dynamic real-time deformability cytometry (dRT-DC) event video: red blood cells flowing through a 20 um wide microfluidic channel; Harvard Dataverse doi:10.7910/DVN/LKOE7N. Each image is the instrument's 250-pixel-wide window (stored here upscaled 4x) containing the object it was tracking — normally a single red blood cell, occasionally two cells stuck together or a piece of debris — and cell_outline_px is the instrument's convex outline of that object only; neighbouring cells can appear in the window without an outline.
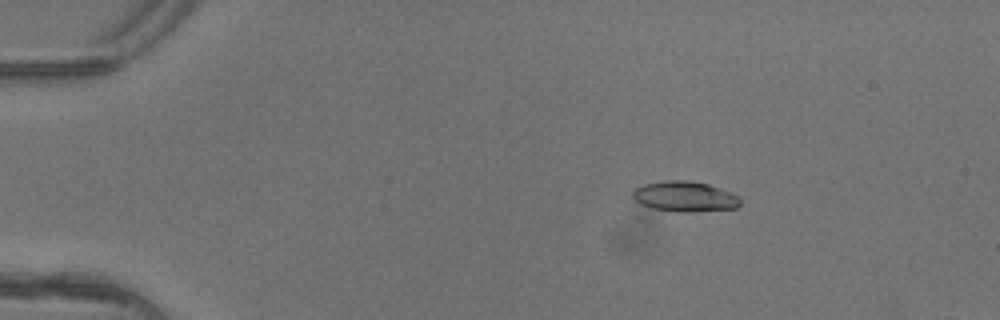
{"species": "common noctule bat (a hibernating species)", "species_latin": "Nyctalus noctula", "temperature_condition": "warm", "stored_images_in_passage": 5, "camera_frame_rate_fps": 3000, "um_per_image_px": 0.085, "animal": {"sex": "female"}, "frame": {"image": 1, "passage_image": 3, "time_ms": 0.667, "image_size_px": [1000, 320], "cell_outline_px": [[740, 204], [736, 208], [692, 212], [676, 212], [652, 208], [640, 204], [632, 196], [632, 192], [636, 188], [644, 184], [664, 180], [684, 180], [708, 184], [732, 192], [740, 196]], "centroid_in_image_um": [58.22, 16.71], "position_along_channel_um": 26.8, "area_um2": 19.13}}